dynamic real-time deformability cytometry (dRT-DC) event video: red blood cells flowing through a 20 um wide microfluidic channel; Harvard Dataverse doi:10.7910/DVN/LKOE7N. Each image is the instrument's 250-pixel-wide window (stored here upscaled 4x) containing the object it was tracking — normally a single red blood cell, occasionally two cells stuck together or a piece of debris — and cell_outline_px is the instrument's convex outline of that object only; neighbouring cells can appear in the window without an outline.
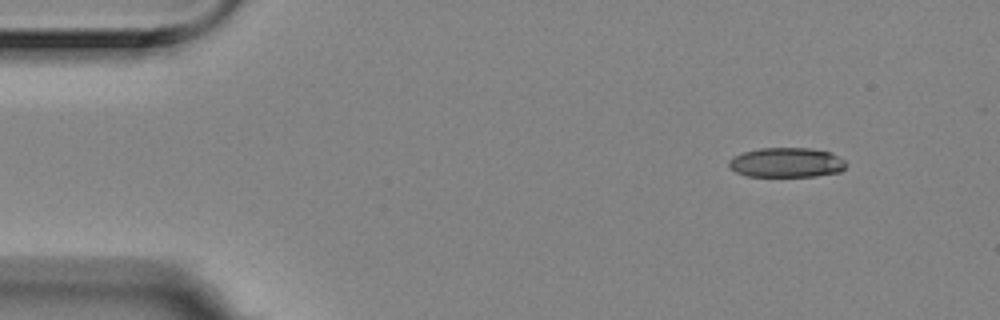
{"species": "Egyptian fruit bat (a non-hibernating species)", "species_latin": "Rousettus aegyptiacus", "temperature_condition": "room temperature", "stored_images_in_passage": 5, "camera_frame_rate_fps": 3000, "um_per_image_px": 0.085, "animal": {"sex": "female"}, "frame": {"image": 1, "passage_image": 1, "time_ms": 0.0, "image_size_px": [1000, 320], "cell_outline_px": [[844, 168], [840, 172], [816, 176], [744, 176], [728, 168], [728, 160], [732, 156], [744, 152], [760, 148], [808, 148], [828, 152], [844, 160]], "centroid_in_image_um": [66.77, 13.82], "position_along_channel_um": 18.2, "area_um2": 20.23}}
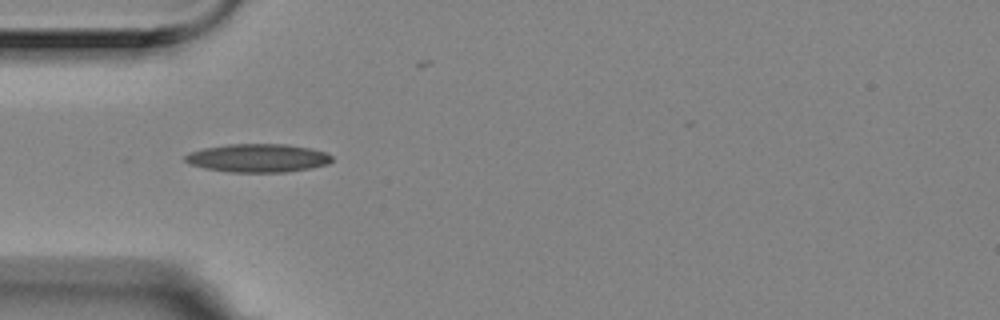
{"frame": {"image": 2, "passage_image": 4, "time_ms": 1.0, "image_size_px": [1000, 320], "cell_outline_px": [[332, 160], [328, 164], [308, 168], [284, 172], [228, 172], [204, 168], [192, 164], [184, 160], [184, 156], [192, 152], [204, 148], [228, 144], [288, 144], [308, 148], [324, 152], [332, 156]], "centroid_in_image_um": [21.91, 13.43], "position_along_channel_um": 63.1, "area_um2": 23.99}}
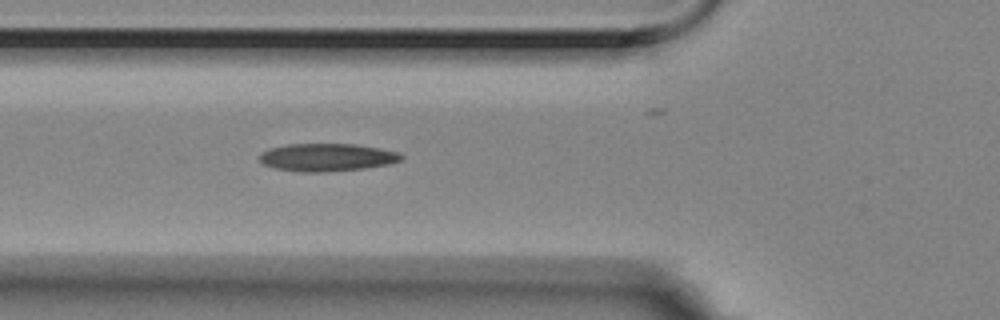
{"frame": {"image": 3, "passage_image": 5, "time_ms": 1.333, "image_size_px": [1000, 320], "cell_outline_px": [[404, 156], [400, 160], [388, 164], [364, 168], [320, 172], [300, 172], [276, 168], [264, 164], [260, 160], [260, 156], [264, 152], [272, 148], [288, 144], [356, 144], [380, 148], [400, 152]], "centroid_in_image_um": [27.84, 13.37], "position_along_channel_um": 98.0, "area_um2": 22.66}}